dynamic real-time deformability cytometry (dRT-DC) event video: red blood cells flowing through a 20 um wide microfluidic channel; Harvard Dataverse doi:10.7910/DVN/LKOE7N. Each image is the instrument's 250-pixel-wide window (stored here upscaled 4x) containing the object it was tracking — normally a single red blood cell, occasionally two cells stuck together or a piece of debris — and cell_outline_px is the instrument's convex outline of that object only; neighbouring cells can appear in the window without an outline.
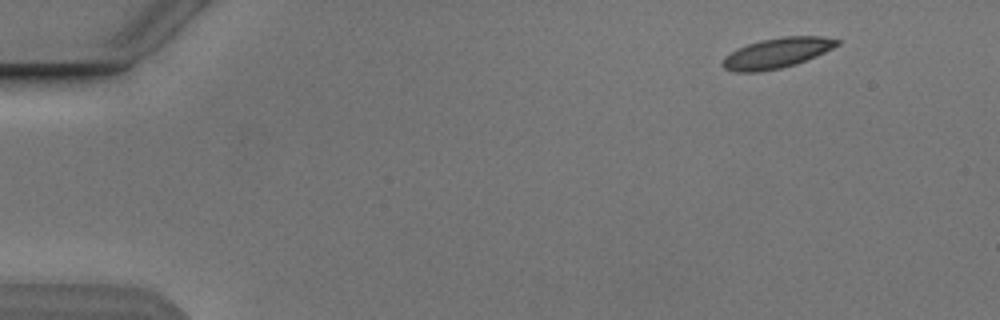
{"species": "Egyptian fruit bat (a non-hibernating species)", "species_latin": "Rousettus aegyptiacus", "temperature_condition": "cold", "stored_images_in_passage": 5, "segment_of_instrument_passage": [1, 2], "camera_frame_rate_fps": 3000, "um_per_image_px": 0.085, "animal": {"sex": "male"}, "frame": {"image": 1, "passage_image": 1, "time_ms": 0.0, "image_size_px": [1000, 320], "cell_outline_px": [[840, 44], [816, 56], [796, 64], [780, 68], [760, 72], [736, 72], [724, 68], [720, 64], [724, 56], [736, 48], [760, 40], [784, 36], [824, 36], [840, 40]], "centroid_in_image_um": [66.01, 4.5], "position_along_channel_um": 19.0, "area_um2": 20.29}}
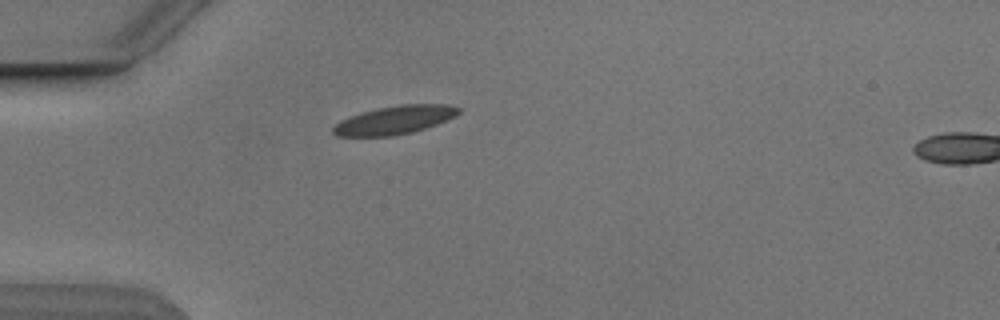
{"frame": {"image": 2, "passage_image": 4, "time_ms": 3.333, "image_size_px": [1000, 320], "cell_outline_px": [[460, 112], [456, 116], [436, 124], [412, 132], [392, 136], [336, 136], [332, 132], [332, 128], [340, 120], [360, 112], [376, 108], [400, 104], [448, 104], [460, 108]], "centroid_in_image_um": [33.53, 10.19], "position_along_channel_um": 51.5, "area_um2": 20.81}}